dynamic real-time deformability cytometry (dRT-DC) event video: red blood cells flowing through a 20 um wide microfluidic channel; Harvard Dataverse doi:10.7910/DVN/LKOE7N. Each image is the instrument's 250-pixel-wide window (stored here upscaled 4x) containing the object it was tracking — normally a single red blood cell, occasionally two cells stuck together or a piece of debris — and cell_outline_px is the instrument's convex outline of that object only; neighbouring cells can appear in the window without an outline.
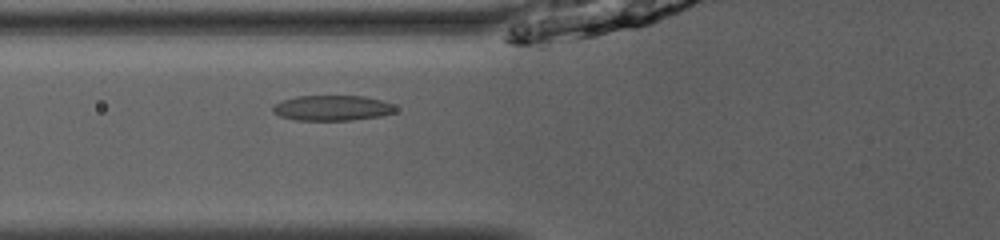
{"species": "common noctule bat (a hibernating species)", "species_latin": "Nyctalus noctula", "temperature_condition": "room temperature", "stored_images_in_passage": 42, "camera_frame_rate_fps": 3000, "um_per_image_px": 0.085, "animal": {"sex": "male", "body_mass_g": 13.0, "forearm_length_mm": 53.1}, "frame": {"image": 1, "passage_image": 12, "time_ms": 3.667, "image_size_px": [1000, 240], "cell_outline_px": [[396, 112], [380, 116], [348, 120], [296, 120], [280, 116], [272, 112], [272, 104], [296, 96], [364, 96], [380, 100], [392, 104], [396, 108]], "centroid_in_image_um": [28.2, 9.17], "position_along_channel_um": 97.6, "area_um2": 18.03}}
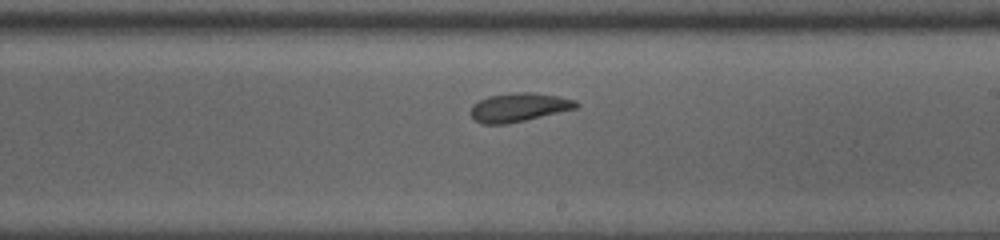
{"frame": {"image": 2, "passage_image": 23, "time_ms": 7.333, "image_size_px": [1000, 240], "cell_outline_px": [[580, 104], [576, 108], [524, 120], [504, 124], [484, 124], [476, 120], [468, 112], [472, 104], [488, 96], [512, 92], [532, 92], [556, 96], [576, 100]], "centroid_in_image_um": [44.06, 9.11], "position_along_channel_um": 244.9, "area_um2": 17.51}}
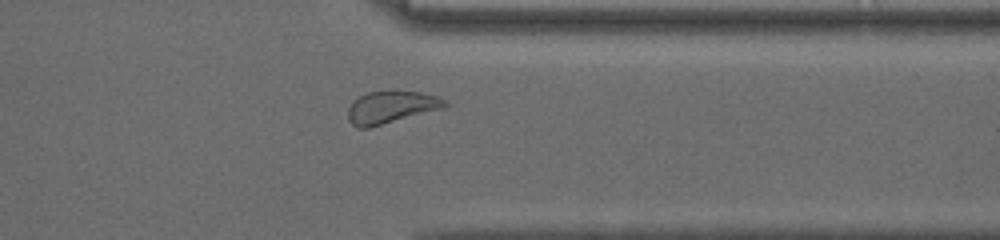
{"frame": {"image": 3, "passage_image": 33, "time_ms": 10.667, "image_size_px": [1000, 240], "cell_outline_px": [[448, 104], [444, 108], [368, 128], [356, 128], [348, 120], [348, 108], [360, 96], [368, 92], [392, 88], [420, 92], [436, 96], [448, 100]], "centroid_in_image_um": [33.26, 9.07], "position_along_channel_um": 378.1, "area_um2": 18.67}, "authors_computed_cell_mechanics": {"area_um2": 18.2359, "velocity_mm_per_s": 4.0143, "shape_relaxation_time_tau1_ms": 4.1891, "shape_relaxation_time_tau2_ms": 1.9352, "deformation_change_tau1": 0.1166, "deformation_change_tau2": 0.0832}}